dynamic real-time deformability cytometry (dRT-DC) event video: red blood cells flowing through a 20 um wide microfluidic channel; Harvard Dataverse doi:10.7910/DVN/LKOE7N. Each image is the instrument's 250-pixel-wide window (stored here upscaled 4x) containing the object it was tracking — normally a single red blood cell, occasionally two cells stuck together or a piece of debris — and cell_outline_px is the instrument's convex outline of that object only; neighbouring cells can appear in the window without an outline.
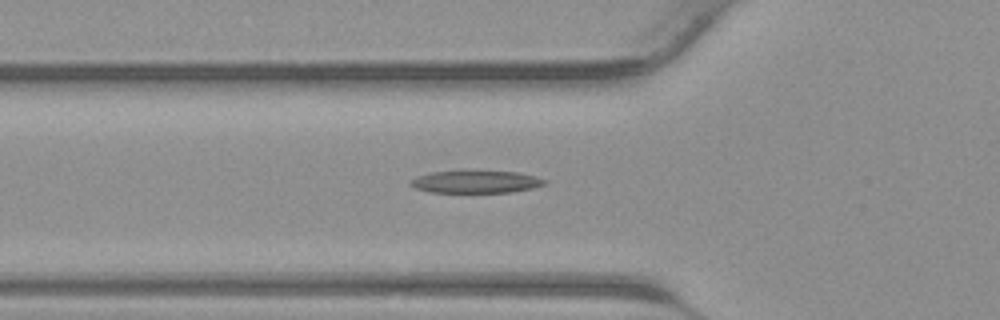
{"species": "common noctule bat (a hibernating species)", "species_latin": "Nyctalus noctula", "temperature_condition": "warm", "stored_images_in_passage": 41, "camera_frame_rate_fps": 3000, "um_per_image_px": 0.085, "animal": {"sex": "male", "body_mass_g": 23.1, "forearm_length_mm": 52.7}, "frame": {"image": 1, "passage_image": 14, "time_ms": 4.333, "image_size_px": [1000, 320], "cell_outline_px": [[548, 184], [532, 188], [512, 192], [428, 192], [416, 188], [408, 184], [408, 180], [416, 176], [432, 172], [516, 172], [536, 176], [548, 180]], "centroid_in_image_um": [40.45, 15.47], "position_along_channel_um": 85.3, "area_um2": 17.34}}
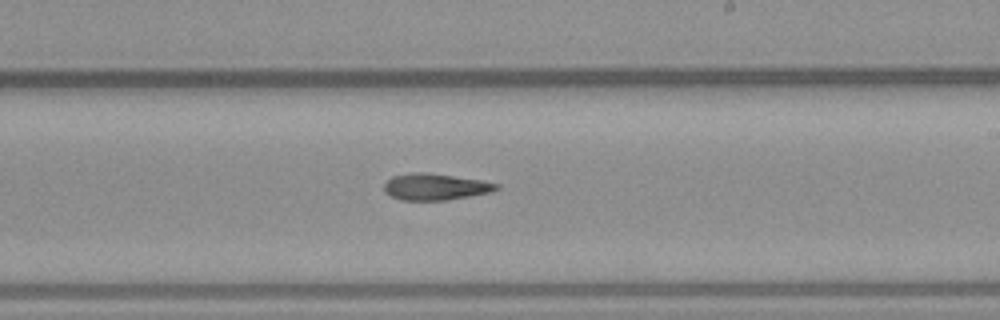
{"frame": {"image": 2, "passage_image": 24, "time_ms": 7.667, "image_size_px": [1000, 320], "cell_outline_px": [[500, 188], [492, 192], [448, 200], [400, 200], [384, 192], [384, 184], [392, 176], [416, 172], [428, 172], [480, 180], [500, 184]], "centroid_in_image_um": [37.02, 15.88], "position_along_channel_um": 252.0, "area_um2": 17.4}}
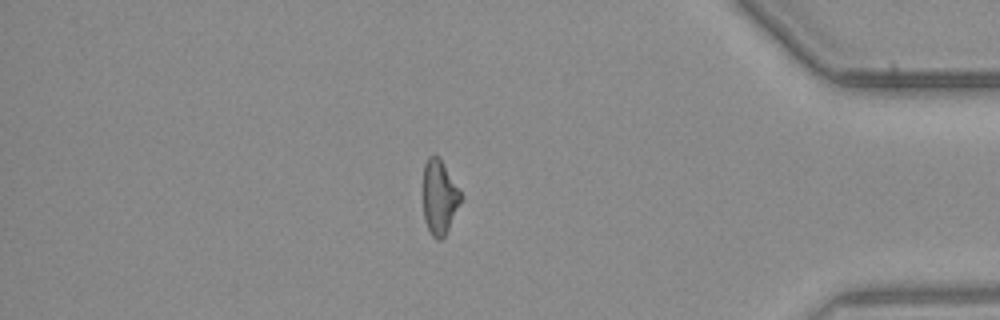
{"frame": {"image": 3, "passage_image": 35, "time_ms": 11.333, "image_size_px": [1000, 320], "cell_outline_px": [[464, 196], [444, 236], [440, 240], [436, 240], [432, 236], [424, 220], [424, 164], [428, 156], [440, 156]], "centroid_in_image_um": [37.37, 16.73], "position_along_channel_um": 397.8, "area_um2": 16.42}}